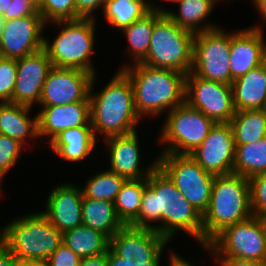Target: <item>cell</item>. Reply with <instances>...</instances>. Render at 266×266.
<instances>
[{
    "instance_id": "1",
    "label": "cell",
    "mask_w": 266,
    "mask_h": 266,
    "mask_svg": "<svg viewBox=\"0 0 266 266\" xmlns=\"http://www.w3.org/2000/svg\"><path fill=\"white\" fill-rule=\"evenodd\" d=\"M127 231L140 250L172 246L180 233L191 236L199 250L203 246L202 214L182 196L158 165L147 177L138 217Z\"/></svg>"
},
{
    "instance_id": "2",
    "label": "cell",
    "mask_w": 266,
    "mask_h": 266,
    "mask_svg": "<svg viewBox=\"0 0 266 266\" xmlns=\"http://www.w3.org/2000/svg\"><path fill=\"white\" fill-rule=\"evenodd\" d=\"M98 78V74L93 77L89 92L90 123L97 140L137 131L144 121L136 113L128 76L117 69L108 83L95 91Z\"/></svg>"
},
{
    "instance_id": "3",
    "label": "cell",
    "mask_w": 266,
    "mask_h": 266,
    "mask_svg": "<svg viewBox=\"0 0 266 266\" xmlns=\"http://www.w3.org/2000/svg\"><path fill=\"white\" fill-rule=\"evenodd\" d=\"M122 71L131 81L136 113L141 118L155 119L185 102L186 74L172 69L153 68L142 63Z\"/></svg>"
},
{
    "instance_id": "4",
    "label": "cell",
    "mask_w": 266,
    "mask_h": 266,
    "mask_svg": "<svg viewBox=\"0 0 266 266\" xmlns=\"http://www.w3.org/2000/svg\"><path fill=\"white\" fill-rule=\"evenodd\" d=\"M97 20L99 18H79L55 21L45 25L59 28L58 34L55 32L53 39L44 35V49L52 66L79 69L94 76L98 74V69L92 62V57L96 53Z\"/></svg>"
},
{
    "instance_id": "5",
    "label": "cell",
    "mask_w": 266,
    "mask_h": 266,
    "mask_svg": "<svg viewBox=\"0 0 266 266\" xmlns=\"http://www.w3.org/2000/svg\"><path fill=\"white\" fill-rule=\"evenodd\" d=\"M0 242L21 262H46L63 243V233L40 210L6 222L0 228Z\"/></svg>"
},
{
    "instance_id": "6",
    "label": "cell",
    "mask_w": 266,
    "mask_h": 266,
    "mask_svg": "<svg viewBox=\"0 0 266 266\" xmlns=\"http://www.w3.org/2000/svg\"><path fill=\"white\" fill-rule=\"evenodd\" d=\"M251 216L249 179L233 173L215 176L209 205L202 215L203 246L225 227Z\"/></svg>"
},
{
    "instance_id": "7",
    "label": "cell",
    "mask_w": 266,
    "mask_h": 266,
    "mask_svg": "<svg viewBox=\"0 0 266 266\" xmlns=\"http://www.w3.org/2000/svg\"><path fill=\"white\" fill-rule=\"evenodd\" d=\"M195 33L179 27L167 14L154 12L149 50L140 62L153 68L191 72Z\"/></svg>"
},
{
    "instance_id": "8",
    "label": "cell",
    "mask_w": 266,
    "mask_h": 266,
    "mask_svg": "<svg viewBox=\"0 0 266 266\" xmlns=\"http://www.w3.org/2000/svg\"><path fill=\"white\" fill-rule=\"evenodd\" d=\"M157 144L158 154H190L208 136L215 122L186 102L166 113Z\"/></svg>"
},
{
    "instance_id": "9",
    "label": "cell",
    "mask_w": 266,
    "mask_h": 266,
    "mask_svg": "<svg viewBox=\"0 0 266 266\" xmlns=\"http://www.w3.org/2000/svg\"><path fill=\"white\" fill-rule=\"evenodd\" d=\"M157 160L182 196L203 215L209 205L215 175L206 172L190 154H157Z\"/></svg>"
},
{
    "instance_id": "10",
    "label": "cell",
    "mask_w": 266,
    "mask_h": 266,
    "mask_svg": "<svg viewBox=\"0 0 266 266\" xmlns=\"http://www.w3.org/2000/svg\"><path fill=\"white\" fill-rule=\"evenodd\" d=\"M211 257L266 261V239L257 216L229 225L207 245Z\"/></svg>"
},
{
    "instance_id": "11",
    "label": "cell",
    "mask_w": 266,
    "mask_h": 266,
    "mask_svg": "<svg viewBox=\"0 0 266 266\" xmlns=\"http://www.w3.org/2000/svg\"><path fill=\"white\" fill-rule=\"evenodd\" d=\"M230 32L223 26L195 33L191 73L231 85Z\"/></svg>"
},
{
    "instance_id": "12",
    "label": "cell",
    "mask_w": 266,
    "mask_h": 266,
    "mask_svg": "<svg viewBox=\"0 0 266 266\" xmlns=\"http://www.w3.org/2000/svg\"><path fill=\"white\" fill-rule=\"evenodd\" d=\"M185 102L215 123H229L235 115L232 85L186 75Z\"/></svg>"
},
{
    "instance_id": "13",
    "label": "cell",
    "mask_w": 266,
    "mask_h": 266,
    "mask_svg": "<svg viewBox=\"0 0 266 266\" xmlns=\"http://www.w3.org/2000/svg\"><path fill=\"white\" fill-rule=\"evenodd\" d=\"M139 130L126 134L109 137L103 140L104 150L108 154V170L124 177L126 180H140L147 178L157 167V156L148 161L142 160ZM151 161V162H150Z\"/></svg>"
},
{
    "instance_id": "14",
    "label": "cell",
    "mask_w": 266,
    "mask_h": 266,
    "mask_svg": "<svg viewBox=\"0 0 266 266\" xmlns=\"http://www.w3.org/2000/svg\"><path fill=\"white\" fill-rule=\"evenodd\" d=\"M93 77V74L83 70L53 66L44 81L37 106H59L89 101Z\"/></svg>"
},
{
    "instance_id": "15",
    "label": "cell",
    "mask_w": 266,
    "mask_h": 266,
    "mask_svg": "<svg viewBox=\"0 0 266 266\" xmlns=\"http://www.w3.org/2000/svg\"><path fill=\"white\" fill-rule=\"evenodd\" d=\"M235 141L229 123H215L208 136L190 156L208 173L215 176L233 173Z\"/></svg>"
},
{
    "instance_id": "16",
    "label": "cell",
    "mask_w": 266,
    "mask_h": 266,
    "mask_svg": "<svg viewBox=\"0 0 266 266\" xmlns=\"http://www.w3.org/2000/svg\"><path fill=\"white\" fill-rule=\"evenodd\" d=\"M45 25L41 15L6 21L0 38L2 56L17 60L44 48Z\"/></svg>"
},
{
    "instance_id": "17",
    "label": "cell",
    "mask_w": 266,
    "mask_h": 266,
    "mask_svg": "<svg viewBox=\"0 0 266 266\" xmlns=\"http://www.w3.org/2000/svg\"><path fill=\"white\" fill-rule=\"evenodd\" d=\"M68 181L52 186L41 211L61 233L82 225V190Z\"/></svg>"
},
{
    "instance_id": "18",
    "label": "cell",
    "mask_w": 266,
    "mask_h": 266,
    "mask_svg": "<svg viewBox=\"0 0 266 266\" xmlns=\"http://www.w3.org/2000/svg\"><path fill=\"white\" fill-rule=\"evenodd\" d=\"M52 67L44 48L17 59V75L11 102L30 107L37 106L44 81Z\"/></svg>"
},
{
    "instance_id": "19",
    "label": "cell",
    "mask_w": 266,
    "mask_h": 266,
    "mask_svg": "<svg viewBox=\"0 0 266 266\" xmlns=\"http://www.w3.org/2000/svg\"><path fill=\"white\" fill-rule=\"evenodd\" d=\"M82 224L105 234L114 244L123 246L136 260L140 248L118 219L114 203L83 197Z\"/></svg>"
},
{
    "instance_id": "20",
    "label": "cell",
    "mask_w": 266,
    "mask_h": 266,
    "mask_svg": "<svg viewBox=\"0 0 266 266\" xmlns=\"http://www.w3.org/2000/svg\"><path fill=\"white\" fill-rule=\"evenodd\" d=\"M38 137L48 144L61 131L75 127H92L90 101L73 102L59 106H37ZM41 107V108H40Z\"/></svg>"
},
{
    "instance_id": "21",
    "label": "cell",
    "mask_w": 266,
    "mask_h": 266,
    "mask_svg": "<svg viewBox=\"0 0 266 266\" xmlns=\"http://www.w3.org/2000/svg\"><path fill=\"white\" fill-rule=\"evenodd\" d=\"M265 32L246 26L230 30L229 65L232 82L261 65L266 52Z\"/></svg>"
},
{
    "instance_id": "22",
    "label": "cell",
    "mask_w": 266,
    "mask_h": 266,
    "mask_svg": "<svg viewBox=\"0 0 266 266\" xmlns=\"http://www.w3.org/2000/svg\"><path fill=\"white\" fill-rule=\"evenodd\" d=\"M33 109L22 104L0 102V134L17 139L28 152L36 147V139L39 140L37 113L32 116Z\"/></svg>"
},
{
    "instance_id": "23",
    "label": "cell",
    "mask_w": 266,
    "mask_h": 266,
    "mask_svg": "<svg viewBox=\"0 0 266 266\" xmlns=\"http://www.w3.org/2000/svg\"><path fill=\"white\" fill-rule=\"evenodd\" d=\"M98 141L92 127H75L61 131L49 142L48 148L52 149L59 159L78 166L93 156L94 151L98 152Z\"/></svg>"
},
{
    "instance_id": "24",
    "label": "cell",
    "mask_w": 266,
    "mask_h": 266,
    "mask_svg": "<svg viewBox=\"0 0 266 266\" xmlns=\"http://www.w3.org/2000/svg\"><path fill=\"white\" fill-rule=\"evenodd\" d=\"M215 0H180L177 10L167 9V15L181 28L193 33L221 27L220 23L209 20L217 7ZM210 21V22H209Z\"/></svg>"
},
{
    "instance_id": "25",
    "label": "cell",
    "mask_w": 266,
    "mask_h": 266,
    "mask_svg": "<svg viewBox=\"0 0 266 266\" xmlns=\"http://www.w3.org/2000/svg\"><path fill=\"white\" fill-rule=\"evenodd\" d=\"M236 111L262 109L266 99V76L261 65L232 82Z\"/></svg>"
},
{
    "instance_id": "26",
    "label": "cell",
    "mask_w": 266,
    "mask_h": 266,
    "mask_svg": "<svg viewBox=\"0 0 266 266\" xmlns=\"http://www.w3.org/2000/svg\"><path fill=\"white\" fill-rule=\"evenodd\" d=\"M154 28V12L150 11L143 18L134 21L131 25L120 31L126 39V63L120 65L118 70H122L130 65L140 63L147 55L149 44ZM129 60V61H128ZM128 61V62H127ZM132 61V62H131Z\"/></svg>"
},
{
    "instance_id": "27",
    "label": "cell",
    "mask_w": 266,
    "mask_h": 266,
    "mask_svg": "<svg viewBox=\"0 0 266 266\" xmlns=\"http://www.w3.org/2000/svg\"><path fill=\"white\" fill-rule=\"evenodd\" d=\"M63 243L81 258L101 255L114 245L105 234L83 224L65 231Z\"/></svg>"
},
{
    "instance_id": "28",
    "label": "cell",
    "mask_w": 266,
    "mask_h": 266,
    "mask_svg": "<svg viewBox=\"0 0 266 266\" xmlns=\"http://www.w3.org/2000/svg\"><path fill=\"white\" fill-rule=\"evenodd\" d=\"M106 23L119 32L150 12L144 0H106L102 7Z\"/></svg>"
},
{
    "instance_id": "29",
    "label": "cell",
    "mask_w": 266,
    "mask_h": 266,
    "mask_svg": "<svg viewBox=\"0 0 266 266\" xmlns=\"http://www.w3.org/2000/svg\"><path fill=\"white\" fill-rule=\"evenodd\" d=\"M229 124L235 145L256 143L266 137V113L262 109L236 111Z\"/></svg>"
},
{
    "instance_id": "30",
    "label": "cell",
    "mask_w": 266,
    "mask_h": 266,
    "mask_svg": "<svg viewBox=\"0 0 266 266\" xmlns=\"http://www.w3.org/2000/svg\"><path fill=\"white\" fill-rule=\"evenodd\" d=\"M146 186L147 178L125 180L116 196L114 209L118 219L126 228L138 217Z\"/></svg>"
},
{
    "instance_id": "31",
    "label": "cell",
    "mask_w": 266,
    "mask_h": 266,
    "mask_svg": "<svg viewBox=\"0 0 266 266\" xmlns=\"http://www.w3.org/2000/svg\"><path fill=\"white\" fill-rule=\"evenodd\" d=\"M235 146L233 174L249 179L266 172V137L256 143Z\"/></svg>"
},
{
    "instance_id": "32",
    "label": "cell",
    "mask_w": 266,
    "mask_h": 266,
    "mask_svg": "<svg viewBox=\"0 0 266 266\" xmlns=\"http://www.w3.org/2000/svg\"><path fill=\"white\" fill-rule=\"evenodd\" d=\"M85 180L84 186L80 184L83 197L114 203L126 179L106 168L96 170L94 175L87 176Z\"/></svg>"
},
{
    "instance_id": "33",
    "label": "cell",
    "mask_w": 266,
    "mask_h": 266,
    "mask_svg": "<svg viewBox=\"0 0 266 266\" xmlns=\"http://www.w3.org/2000/svg\"><path fill=\"white\" fill-rule=\"evenodd\" d=\"M164 251L166 253L168 252L166 254L169 263L167 266H195L190 259L187 260V258L180 255L172 246H151L141 249L137 260V266H163L161 263L164 261Z\"/></svg>"
},
{
    "instance_id": "34",
    "label": "cell",
    "mask_w": 266,
    "mask_h": 266,
    "mask_svg": "<svg viewBox=\"0 0 266 266\" xmlns=\"http://www.w3.org/2000/svg\"><path fill=\"white\" fill-rule=\"evenodd\" d=\"M80 266H137V260L123 246L114 244L106 253L82 258Z\"/></svg>"
},
{
    "instance_id": "35",
    "label": "cell",
    "mask_w": 266,
    "mask_h": 266,
    "mask_svg": "<svg viewBox=\"0 0 266 266\" xmlns=\"http://www.w3.org/2000/svg\"><path fill=\"white\" fill-rule=\"evenodd\" d=\"M38 12L46 24L82 18L76 11L75 0H44Z\"/></svg>"
},
{
    "instance_id": "36",
    "label": "cell",
    "mask_w": 266,
    "mask_h": 266,
    "mask_svg": "<svg viewBox=\"0 0 266 266\" xmlns=\"http://www.w3.org/2000/svg\"><path fill=\"white\" fill-rule=\"evenodd\" d=\"M25 149L27 151V148L17 139L0 134V175L3 178H6L8 172L13 171Z\"/></svg>"
},
{
    "instance_id": "37",
    "label": "cell",
    "mask_w": 266,
    "mask_h": 266,
    "mask_svg": "<svg viewBox=\"0 0 266 266\" xmlns=\"http://www.w3.org/2000/svg\"><path fill=\"white\" fill-rule=\"evenodd\" d=\"M17 75V60H0V102H11Z\"/></svg>"
},
{
    "instance_id": "38",
    "label": "cell",
    "mask_w": 266,
    "mask_h": 266,
    "mask_svg": "<svg viewBox=\"0 0 266 266\" xmlns=\"http://www.w3.org/2000/svg\"><path fill=\"white\" fill-rule=\"evenodd\" d=\"M253 216L266 214V172L249 178Z\"/></svg>"
},
{
    "instance_id": "39",
    "label": "cell",
    "mask_w": 266,
    "mask_h": 266,
    "mask_svg": "<svg viewBox=\"0 0 266 266\" xmlns=\"http://www.w3.org/2000/svg\"><path fill=\"white\" fill-rule=\"evenodd\" d=\"M82 258L62 243L47 259L48 266H80Z\"/></svg>"
},
{
    "instance_id": "40",
    "label": "cell",
    "mask_w": 266,
    "mask_h": 266,
    "mask_svg": "<svg viewBox=\"0 0 266 266\" xmlns=\"http://www.w3.org/2000/svg\"><path fill=\"white\" fill-rule=\"evenodd\" d=\"M30 15H41L30 0H9L8 10L2 16L8 21Z\"/></svg>"
},
{
    "instance_id": "41",
    "label": "cell",
    "mask_w": 266,
    "mask_h": 266,
    "mask_svg": "<svg viewBox=\"0 0 266 266\" xmlns=\"http://www.w3.org/2000/svg\"><path fill=\"white\" fill-rule=\"evenodd\" d=\"M106 0H75L77 13L82 18H98L97 11L101 12ZM100 9V10H99Z\"/></svg>"
},
{
    "instance_id": "42",
    "label": "cell",
    "mask_w": 266,
    "mask_h": 266,
    "mask_svg": "<svg viewBox=\"0 0 266 266\" xmlns=\"http://www.w3.org/2000/svg\"><path fill=\"white\" fill-rule=\"evenodd\" d=\"M201 248L202 251L204 250L203 252L210 256L209 259L211 258L214 260V266H266V261H248L232 257H211L207 246H201Z\"/></svg>"
},
{
    "instance_id": "43",
    "label": "cell",
    "mask_w": 266,
    "mask_h": 266,
    "mask_svg": "<svg viewBox=\"0 0 266 266\" xmlns=\"http://www.w3.org/2000/svg\"><path fill=\"white\" fill-rule=\"evenodd\" d=\"M251 1V2H250ZM249 2L252 4L253 9L255 10V12L258 14L259 16V21L261 19L260 24H252L253 26H250L252 28H256L262 32H265L264 28H266V0H249ZM262 22V23H261ZM265 26V27H263Z\"/></svg>"
},
{
    "instance_id": "44",
    "label": "cell",
    "mask_w": 266,
    "mask_h": 266,
    "mask_svg": "<svg viewBox=\"0 0 266 266\" xmlns=\"http://www.w3.org/2000/svg\"><path fill=\"white\" fill-rule=\"evenodd\" d=\"M21 261L0 242V266H20Z\"/></svg>"
},
{
    "instance_id": "45",
    "label": "cell",
    "mask_w": 266,
    "mask_h": 266,
    "mask_svg": "<svg viewBox=\"0 0 266 266\" xmlns=\"http://www.w3.org/2000/svg\"><path fill=\"white\" fill-rule=\"evenodd\" d=\"M144 1H146L149 4L150 11L158 12L160 14H167V8L165 6H161L163 3L161 4H159L158 2L154 3L155 2L154 0H144Z\"/></svg>"
},
{
    "instance_id": "46",
    "label": "cell",
    "mask_w": 266,
    "mask_h": 266,
    "mask_svg": "<svg viewBox=\"0 0 266 266\" xmlns=\"http://www.w3.org/2000/svg\"><path fill=\"white\" fill-rule=\"evenodd\" d=\"M9 6V0H0V15H3Z\"/></svg>"
},
{
    "instance_id": "47",
    "label": "cell",
    "mask_w": 266,
    "mask_h": 266,
    "mask_svg": "<svg viewBox=\"0 0 266 266\" xmlns=\"http://www.w3.org/2000/svg\"><path fill=\"white\" fill-rule=\"evenodd\" d=\"M20 266H48L46 262H21Z\"/></svg>"
},
{
    "instance_id": "48",
    "label": "cell",
    "mask_w": 266,
    "mask_h": 266,
    "mask_svg": "<svg viewBox=\"0 0 266 266\" xmlns=\"http://www.w3.org/2000/svg\"><path fill=\"white\" fill-rule=\"evenodd\" d=\"M261 225H262V228H263V232H264V236H265V239H266V214H263V215H260V216H257Z\"/></svg>"
},
{
    "instance_id": "49",
    "label": "cell",
    "mask_w": 266,
    "mask_h": 266,
    "mask_svg": "<svg viewBox=\"0 0 266 266\" xmlns=\"http://www.w3.org/2000/svg\"><path fill=\"white\" fill-rule=\"evenodd\" d=\"M5 23H6L5 18L2 15H0V38H1L2 31L4 30V27H5Z\"/></svg>"
},
{
    "instance_id": "50",
    "label": "cell",
    "mask_w": 266,
    "mask_h": 266,
    "mask_svg": "<svg viewBox=\"0 0 266 266\" xmlns=\"http://www.w3.org/2000/svg\"><path fill=\"white\" fill-rule=\"evenodd\" d=\"M5 178H3L1 175H0V200L3 198V192H4V188H3V181H4Z\"/></svg>"
},
{
    "instance_id": "51",
    "label": "cell",
    "mask_w": 266,
    "mask_h": 266,
    "mask_svg": "<svg viewBox=\"0 0 266 266\" xmlns=\"http://www.w3.org/2000/svg\"><path fill=\"white\" fill-rule=\"evenodd\" d=\"M261 67H262V70H263V72H264V74L266 76V52H265V54L263 56V59H262V62H261Z\"/></svg>"
},
{
    "instance_id": "52",
    "label": "cell",
    "mask_w": 266,
    "mask_h": 266,
    "mask_svg": "<svg viewBox=\"0 0 266 266\" xmlns=\"http://www.w3.org/2000/svg\"><path fill=\"white\" fill-rule=\"evenodd\" d=\"M34 6L38 9L43 3H44V0H30Z\"/></svg>"
},
{
    "instance_id": "53",
    "label": "cell",
    "mask_w": 266,
    "mask_h": 266,
    "mask_svg": "<svg viewBox=\"0 0 266 266\" xmlns=\"http://www.w3.org/2000/svg\"><path fill=\"white\" fill-rule=\"evenodd\" d=\"M163 1L167 2L169 5L170 4L172 5V3H174L173 5H176L180 0H163ZM161 2H162V0H161Z\"/></svg>"
},
{
    "instance_id": "54",
    "label": "cell",
    "mask_w": 266,
    "mask_h": 266,
    "mask_svg": "<svg viewBox=\"0 0 266 266\" xmlns=\"http://www.w3.org/2000/svg\"><path fill=\"white\" fill-rule=\"evenodd\" d=\"M262 110L266 113V99H265L264 105L262 107Z\"/></svg>"
},
{
    "instance_id": "55",
    "label": "cell",
    "mask_w": 266,
    "mask_h": 266,
    "mask_svg": "<svg viewBox=\"0 0 266 266\" xmlns=\"http://www.w3.org/2000/svg\"><path fill=\"white\" fill-rule=\"evenodd\" d=\"M215 1H217V2L219 3L220 0H215ZM221 1H222V0H221ZM223 1H226V0H223ZM227 1H229L228 3H230V1H231V3H232V2H234L235 0H227Z\"/></svg>"
}]
</instances>
